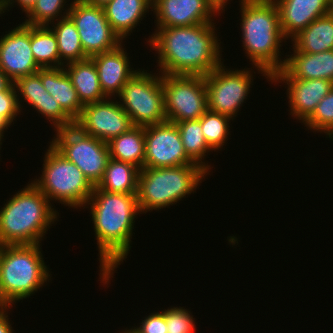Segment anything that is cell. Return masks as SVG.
Wrapping results in <instances>:
<instances>
[{
    "label": "cell",
    "instance_id": "33",
    "mask_svg": "<svg viewBox=\"0 0 333 333\" xmlns=\"http://www.w3.org/2000/svg\"><path fill=\"white\" fill-rule=\"evenodd\" d=\"M303 123L308 130L318 131L320 134L324 132L333 140V88Z\"/></svg>",
    "mask_w": 333,
    "mask_h": 333
},
{
    "label": "cell",
    "instance_id": "10",
    "mask_svg": "<svg viewBox=\"0 0 333 333\" xmlns=\"http://www.w3.org/2000/svg\"><path fill=\"white\" fill-rule=\"evenodd\" d=\"M162 89L168 122L197 120L208 110L204 76L162 74Z\"/></svg>",
    "mask_w": 333,
    "mask_h": 333
},
{
    "label": "cell",
    "instance_id": "12",
    "mask_svg": "<svg viewBox=\"0 0 333 333\" xmlns=\"http://www.w3.org/2000/svg\"><path fill=\"white\" fill-rule=\"evenodd\" d=\"M68 17L75 24L84 53L89 58L113 50L124 42L112 30L103 7L73 0Z\"/></svg>",
    "mask_w": 333,
    "mask_h": 333
},
{
    "label": "cell",
    "instance_id": "42",
    "mask_svg": "<svg viewBox=\"0 0 333 333\" xmlns=\"http://www.w3.org/2000/svg\"><path fill=\"white\" fill-rule=\"evenodd\" d=\"M126 330H124V331H122V332H120V333H134L131 329H128L127 330V328H125Z\"/></svg>",
    "mask_w": 333,
    "mask_h": 333
},
{
    "label": "cell",
    "instance_id": "25",
    "mask_svg": "<svg viewBox=\"0 0 333 333\" xmlns=\"http://www.w3.org/2000/svg\"><path fill=\"white\" fill-rule=\"evenodd\" d=\"M302 53H320L333 49V11L317 18L291 39Z\"/></svg>",
    "mask_w": 333,
    "mask_h": 333
},
{
    "label": "cell",
    "instance_id": "16",
    "mask_svg": "<svg viewBox=\"0 0 333 333\" xmlns=\"http://www.w3.org/2000/svg\"><path fill=\"white\" fill-rule=\"evenodd\" d=\"M0 37V69L13 83L38 72L31 50V25L22 22Z\"/></svg>",
    "mask_w": 333,
    "mask_h": 333
},
{
    "label": "cell",
    "instance_id": "20",
    "mask_svg": "<svg viewBox=\"0 0 333 333\" xmlns=\"http://www.w3.org/2000/svg\"><path fill=\"white\" fill-rule=\"evenodd\" d=\"M124 50L121 43L113 50L90 57L98 71L102 91L108 98L114 96L117 99L123 86L139 70L131 68L128 53Z\"/></svg>",
    "mask_w": 333,
    "mask_h": 333
},
{
    "label": "cell",
    "instance_id": "17",
    "mask_svg": "<svg viewBox=\"0 0 333 333\" xmlns=\"http://www.w3.org/2000/svg\"><path fill=\"white\" fill-rule=\"evenodd\" d=\"M13 84L16 92L18 94L20 92L19 95L17 94L20 110L23 108L21 103L25 100L23 102H27L28 105L30 104L33 109L35 108L39 114L44 115V117L50 121L54 130L75 125V122L63 111L59 103L55 101L53 96L43 87L41 78L37 73L21 77Z\"/></svg>",
    "mask_w": 333,
    "mask_h": 333
},
{
    "label": "cell",
    "instance_id": "36",
    "mask_svg": "<svg viewBox=\"0 0 333 333\" xmlns=\"http://www.w3.org/2000/svg\"><path fill=\"white\" fill-rule=\"evenodd\" d=\"M139 325L138 327L132 326L131 330L134 333H167L164 310L162 312L154 311L145 317Z\"/></svg>",
    "mask_w": 333,
    "mask_h": 333
},
{
    "label": "cell",
    "instance_id": "4",
    "mask_svg": "<svg viewBox=\"0 0 333 333\" xmlns=\"http://www.w3.org/2000/svg\"><path fill=\"white\" fill-rule=\"evenodd\" d=\"M12 196L0 209V246L40 244L59 212L32 182Z\"/></svg>",
    "mask_w": 333,
    "mask_h": 333
},
{
    "label": "cell",
    "instance_id": "24",
    "mask_svg": "<svg viewBox=\"0 0 333 333\" xmlns=\"http://www.w3.org/2000/svg\"><path fill=\"white\" fill-rule=\"evenodd\" d=\"M63 67L83 106L108 98L102 91L98 71L91 58L70 62Z\"/></svg>",
    "mask_w": 333,
    "mask_h": 333
},
{
    "label": "cell",
    "instance_id": "21",
    "mask_svg": "<svg viewBox=\"0 0 333 333\" xmlns=\"http://www.w3.org/2000/svg\"><path fill=\"white\" fill-rule=\"evenodd\" d=\"M286 55L281 70L271 79H326L333 82V49L320 53H302L294 47Z\"/></svg>",
    "mask_w": 333,
    "mask_h": 333
},
{
    "label": "cell",
    "instance_id": "9",
    "mask_svg": "<svg viewBox=\"0 0 333 333\" xmlns=\"http://www.w3.org/2000/svg\"><path fill=\"white\" fill-rule=\"evenodd\" d=\"M55 133L50 144L74 163L90 183L96 186L111 158L108 144L82 132L75 125L57 129Z\"/></svg>",
    "mask_w": 333,
    "mask_h": 333
},
{
    "label": "cell",
    "instance_id": "39",
    "mask_svg": "<svg viewBox=\"0 0 333 333\" xmlns=\"http://www.w3.org/2000/svg\"><path fill=\"white\" fill-rule=\"evenodd\" d=\"M12 83L9 77L0 69V92L5 91Z\"/></svg>",
    "mask_w": 333,
    "mask_h": 333
},
{
    "label": "cell",
    "instance_id": "22",
    "mask_svg": "<svg viewBox=\"0 0 333 333\" xmlns=\"http://www.w3.org/2000/svg\"><path fill=\"white\" fill-rule=\"evenodd\" d=\"M43 87L59 103L63 111L75 122L84 107L78 98L77 91L64 67L40 68L37 72Z\"/></svg>",
    "mask_w": 333,
    "mask_h": 333
},
{
    "label": "cell",
    "instance_id": "29",
    "mask_svg": "<svg viewBox=\"0 0 333 333\" xmlns=\"http://www.w3.org/2000/svg\"><path fill=\"white\" fill-rule=\"evenodd\" d=\"M31 50L40 68L60 67L57 38L51 27L31 25Z\"/></svg>",
    "mask_w": 333,
    "mask_h": 333
},
{
    "label": "cell",
    "instance_id": "43",
    "mask_svg": "<svg viewBox=\"0 0 333 333\" xmlns=\"http://www.w3.org/2000/svg\"><path fill=\"white\" fill-rule=\"evenodd\" d=\"M4 135L0 134V150H1V145H2V139H3Z\"/></svg>",
    "mask_w": 333,
    "mask_h": 333
},
{
    "label": "cell",
    "instance_id": "41",
    "mask_svg": "<svg viewBox=\"0 0 333 333\" xmlns=\"http://www.w3.org/2000/svg\"><path fill=\"white\" fill-rule=\"evenodd\" d=\"M223 11H225V8L227 7V2L230 0H223ZM226 6V7H225Z\"/></svg>",
    "mask_w": 333,
    "mask_h": 333
},
{
    "label": "cell",
    "instance_id": "23",
    "mask_svg": "<svg viewBox=\"0 0 333 333\" xmlns=\"http://www.w3.org/2000/svg\"><path fill=\"white\" fill-rule=\"evenodd\" d=\"M152 3L153 0H111L103 9L112 30L123 41L141 23L149 9L152 11Z\"/></svg>",
    "mask_w": 333,
    "mask_h": 333
},
{
    "label": "cell",
    "instance_id": "37",
    "mask_svg": "<svg viewBox=\"0 0 333 333\" xmlns=\"http://www.w3.org/2000/svg\"><path fill=\"white\" fill-rule=\"evenodd\" d=\"M14 3L17 6L21 7L20 10L25 12V15L33 8L36 3V0H0V12L1 14L5 13L6 10L9 11V7L11 8Z\"/></svg>",
    "mask_w": 333,
    "mask_h": 333
},
{
    "label": "cell",
    "instance_id": "30",
    "mask_svg": "<svg viewBox=\"0 0 333 333\" xmlns=\"http://www.w3.org/2000/svg\"><path fill=\"white\" fill-rule=\"evenodd\" d=\"M181 135L182 143L186 154L198 165L202 166L208 172L212 169L210 165L204 161L206 153L213 151L206 143L202 133L201 122L197 120H187L176 123ZM203 158V159H202Z\"/></svg>",
    "mask_w": 333,
    "mask_h": 333
},
{
    "label": "cell",
    "instance_id": "13",
    "mask_svg": "<svg viewBox=\"0 0 333 333\" xmlns=\"http://www.w3.org/2000/svg\"><path fill=\"white\" fill-rule=\"evenodd\" d=\"M196 164L185 152L175 123L145 126L144 167L162 168Z\"/></svg>",
    "mask_w": 333,
    "mask_h": 333
},
{
    "label": "cell",
    "instance_id": "14",
    "mask_svg": "<svg viewBox=\"0 0 333 333\" xmlns=\"http://www.w3.org/2000/svg\"><path fill=\"white\" fill-rule=\"evenodd\" d=\"M82 132L108 143L114 137L127 132L133 124L118 100H105L84 105L75 121Z\"/></svg>",
    "mask_w": 333,
    "mask_h": 333
},
{
    "label": "cell",
    "instance_id": "5",
    "mask_svg": "<svg viewBox=\"0 0 333 333\" xmlns=\"http://www.w3.org/2000/svg\"><path fill=\"white\" fill-rule=\"evenodd\" d=\"M41 244L0 246V306L29 298L51 280Z\"/></svg>",
    "mask_w": 333,
    "mask_h": 333
},
{
    "label": "cell",
    "instance_id": "11",
    "mask_svg": "<svg viewBox=\"0 0 333 333\" xmlns=\"http://www.w3.org/2000/svg\"><path fill=\"white\" fill-rule=\"evenodd\" d=\"M225 67L222 63L204 76L208 110L234 120L250 93L254 75L249 68L230 70Z\"/></svg>",
    "mask_w": 333,
    "mask_h": 333
},
{
    "label": "cell",
    "instance_id": "19",
    "mask_svg": "<svg viewBox=\"0 0 333 333\" xmlns=\"http://www.w3.org/2000/svg\"><path fill=\"white\" fill-rule=\"evenodd\" d=\"M278 8L280 28L289 40L311 22L333 11L330 0H273Z\"/></svg>",
    "mask_w": 333,
    "mask_h": 333
},
{
    "label": "cell",
    "instance_id": "2",
    "mask_svg": "<svg viewBox=\"0 0 333 333\" xmlns=\"http://www.w3.org/2000/svg\"><path fill=\"white\" fill-rule=\"evenodd\" d=\"M214 24L157 27L146 41L158 53L159 72L205 76L222 64V47Z\"/></svg>",
    "mask_w": 333,
    "mask_h": 333
},
{
    "label": "cell",
    "instance_id": "8",
    "mask_svg": "<svg viewBox=\"0 0 333 333\" xmlns=\"http://www.w3.org/2000/svg\"><path fill=\"white\" fill-rule=\"evenodd\" d=\"M157 74L139 69L117 95L119 104L129 115L133 126L145 127L167 121L162 74Z\"/></svg>",
    "mask_w": 333,
    "mask_h": 333
},
{
    "label": "cell",
    "instance_id": "32",
    "mask_svg": "<svg viewBox=\"0 0 333 333\" xmlns=\"http://www.w3.org/2000/svg\"><path fill=\"white\" fill-rule=\"evenodd\" d=\"M67 0H36L33 8L27 13L23 23L32 26H49L52 22L68 16ZM66 8V9H65ZM62 10L64 12H62ZM63 13V14H62Z\"/></svg>",
    "mask_w": 333,
    "mask_h": 333
},
{
    "label": "cell",
    "instance_id": "28",
    "mask_svg": "<svg viewBox=\"0 0 333 333\" xmlns=\"http://www.w3.org/2000/svg\"><path fill=\"white\" fill-rule=\"evenodd\" d=\"M49 27H52L51 29L57 38L60 67L70 62L89 58L82 48L78 30L68 16L59 19L56 23L53 22Z\"/></svg>",
    "mask_w": 333,
    "mask_h": 333
},
{
    "label": "cell",
    "instance_id": "31",
    "mask_svg": "<svg viewBox=\"0 0 333 333\" xmlns=\"http://www.w3.org/2000/svg\"><path fill=\"white\" fill-rule=\"evenodd\" d=\"M199 120L208 146L214 151L221 150L230 134L229 124L231 122L229 121H233V119L227 115L207 110Z\"/></svg>",
    "mask_w": 333,
    "mask_h": 333
},
{
    "label": "cell",
    "instance_id": "26",
    "mask_svg": "<svg viewBox=\"0 0 333 333\" xmlns=\"http://www.w3.org/2000/svg\"><path fill=\"white\" fill-rule=\"evenodd\" d=\"M107 144L112 159L131 163L139 169L144 168L145 127L133 126Z\"/></svg>",
    "mask_w": 333,
    "mask_h": 333
},
{
    "label": "cell",
    "instance_id": "7",
    "mask_svg": "<svg viewBox=\"0 0 333 333\" xmlns=\"http://www.w3.org/2000/svg\"><path fill=\"white\" fill-rule=\"evenodd\" d=\"M44 156L41 177L32 183L49 201H59L73 209L85 207L94 186L83 172L51 144Z\"/></svg>",
    "mask_w": 333,
    "mask_h": 333
},
{
    "label": "cell",
    "instance_id": "40",
    "mask_svg": "<svg viewBox=\"0 0 333 333\" xmlns=\"http://www.w3.org/2000/svg\"><path fill=\"white\" fill-rule=\"evenodd\" d=\"M83 1L90 5H96V6L103 7L111 0H83Z\"/></svg>",
    "mask_w": 333,
    "mask_h": 333
},
{
    "label": "cell",
    "instance_id": "38",
    "mask_svg": "<svg viewBox=\"0 0 333 333\" xmlns=\"http://www.w3.org/2000/svg\"><path fill=\"white\" fill-rule=\"evenodd\" d=\"M9 308L10 306H0V333H14L10 318H8Z\"/></svg>",
    "mask_w": 333,
    "mask_h": 333
},
{
    "label": "cell",
    "instance_id": "18",
    "mask_svg": "<svg viewBox=\"0 0 333 333\" xmlns=\"http://www.w3.org/2000/svg\"><path fill=\"white\" fill-rule=\"evenodd\" d=\"M272 84L286 83L290 115L300 123L315 110L319 102L333 88V82L326 79H271Z\"/></svg>",
    "mask_w": 333,
    "mask_h": 333
},
{
    "label": "cell",
    "instance_id": "15",
    "mask_svg": "<svg viewBox=\"0 0 333 333\" xmlns=\"http://www.w3.org/2000/svg\"><path fill=\"white\" fill-rule=\"evenodd\" d=\"M223 0H153L156 27H182L214 23L223 13ZM212 18V19H211Z\"/></svg>",
    "mask_w": 333,
    "mask_h": 333
},
{
    "label": "cell",
    "instance_id": "3",
    "mask_svg": "<svg viewBox=\"0 0 333 333\" xmlns=\"http://www.w3.org/2000/svg\"><path fill=\"white\" fill-rule=\"evenodd\" d=\"M240 9L243 51L252 61V68L271 81L285 61L280 57V43H286V38L280 28L278 8L273 0H240Z\"/></svg>",
    "mask_w": 333,
    "mask_h": 333
},
{
    "label": "cell",
    "instance_id": "1",
    "mask_svg": "<svg viewBox=\"0 0 333 333\" xmlns=\"http://www.w3.org/2000/svg\"><path fill=\"white\" fill-rule=\"evenodd\" d=\"M89 205L100 257L99 281L108 285L131 249L135 218L141 214L137 194L107 192L94 186L83 209Z\"/></svg>",
    "mask_w": 333,
    "mask_h": 333
},
{
    "label": "cell",
    "instance_id": "6",
    "mask_svg": "<svg viewBox=\"0 0 333 333\" xmlns=\"http://www.w3.org/2000/svg\"><path fill=\"white\" fill-rule=\"evenodd\" d=\"M207 174L210 175L198 164L140 169L137 200L141 214L168 208L186 198V195L188 197L196 192Z\"/></svg>",
    "mask_w": 333,
    "mask_h": 333
},
{
    "label": "cell",
    "instance_id": "35",
    "mask_svg": "<svg viewBox=\"0 0 333 333\" xmlns=\"http://www.w3.org/2000/svg\"><path fill=\"white\" fill-rule=\"evenodd\" d=\"M17 92L12 83L5 91L0 92V134L12 125L17 116L21 114ZM20 113V114H19Z\"/></svg>",
    "mask_w": 333,
    "mask_h": 333
},
{
    "label": "cell",
    "instance_id": "27",
    "mask_svg": "<svg viewBox=\"0 0 333 333\" xmlns=\"http://www.w3.org/2000/svg\"><path fill=\"white\" fill-rule=\"evenodd\" d=\"M139 171L140 169L131 163L110 158L96 187L107 192L137 194Z\"/></svg>",
    "mask_w": 333,
    "mask_h": 333
},
{
    "label": "cell",
    "instance_id": "34",
    "mask_svg": "<svg viewBox=\"0 0 333 333\" xmlns=\"http://www.w3.org/2000/svg\"><path fill=\"white\" fill-rule=\"evenodd\" d=\"M167 333H194L195 318L184 307H170L164 310Z\"/></svg>",
    "mask_w": 333,
    "mask_h": 333
}]
</instances>
